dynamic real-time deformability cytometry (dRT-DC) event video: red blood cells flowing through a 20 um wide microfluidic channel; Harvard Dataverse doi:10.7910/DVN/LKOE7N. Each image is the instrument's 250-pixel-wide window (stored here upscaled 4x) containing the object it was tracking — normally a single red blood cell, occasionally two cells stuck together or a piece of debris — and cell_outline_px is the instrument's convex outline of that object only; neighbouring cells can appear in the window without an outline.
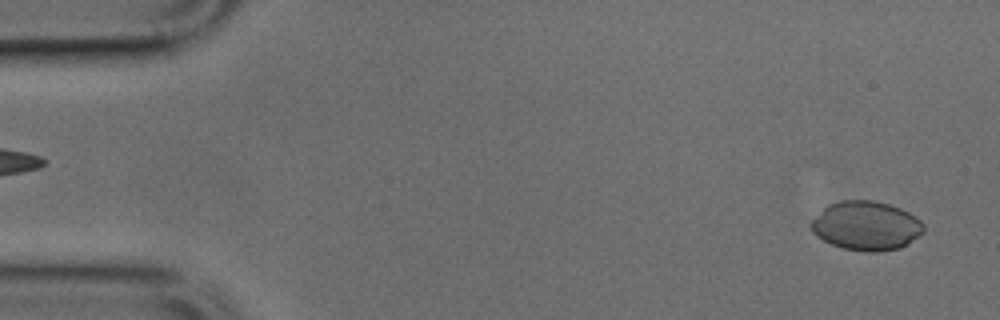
{"species": "common noctule bat (a hibernating species)", "species_latin": "Nyctalus noctula", "temperature_condition": "cold", "stored_images_in_passage": 48, "camera_frame_rate_fps": 3000, "um_per_image_px": 0.085, "animal": {"sex": "male", "body_mass_g": 17.9, "forearm_length_mm": 54.2}, "frame": {"image": 1, "passage_image": 2, "time_ms": 0.333, "image_size_px": [1000, 320], "cell_outline_px": [[924, 232], [920, 236], [908, 244], [900, 248], [876, 252], [868, 252], [844, 248], [832, 244], [816, 236], [812, 232], [808, 224], [828, 204], [840, 200], [872, 200], [888, 204], [900, 208], [916, 216], [924, 224]], "centroid_in_image_um": [73.64, 19.19], "position_along_channel_um": 11.4, "area_um2": 32.37}}
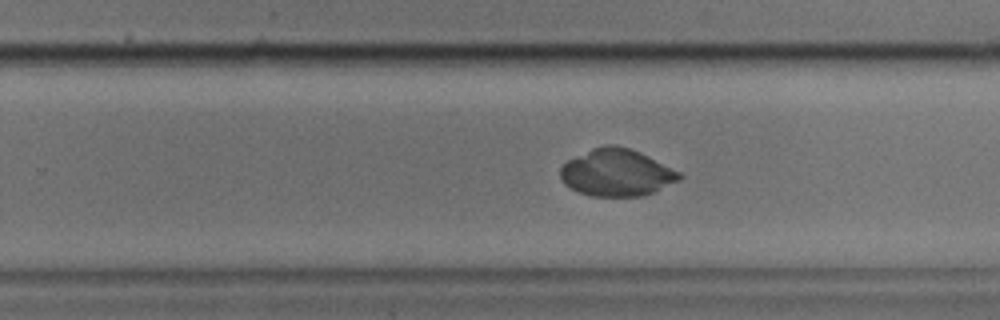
{"frame": {"image": 2, "passage_image": 30, "time_ms": 9.667, "image_size_px": [1000, 320], "cell_outline_px": [[684, 176], [680, 180], [652, 192], [640, 196], [592, 196], [580, 192], [564, 184], [560, 176], [560, 168], [568, 160], [592, 148], [604, 144], [616, 144], [640, 152], [680, 172]], "centroid_in_image_um": [52.41, 14.66], "position_along_channel_um": 277.4, "area_um2": 32.48}}
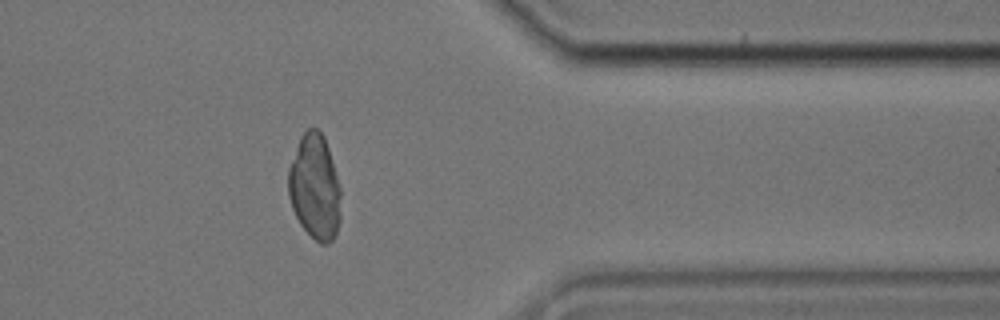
{"frame": {"image": 3, "passage_image": 39, "time_ms": 12.667, "image_size_px": [1000, 320], "cell_outline_px": [[340, 220], [336, 232], [332, 240], [328, 244], [320, 244], [300, 224], [292, 208], [288, 196], [288, 168], [300, 136], [308, 128], [316, 128], [324, 136], [328, 148], [340, 188]], "centroid_in_image_um": [26.74, 15.9], "position_along_channel_um": 384.7, "area_um2": 32.08}}